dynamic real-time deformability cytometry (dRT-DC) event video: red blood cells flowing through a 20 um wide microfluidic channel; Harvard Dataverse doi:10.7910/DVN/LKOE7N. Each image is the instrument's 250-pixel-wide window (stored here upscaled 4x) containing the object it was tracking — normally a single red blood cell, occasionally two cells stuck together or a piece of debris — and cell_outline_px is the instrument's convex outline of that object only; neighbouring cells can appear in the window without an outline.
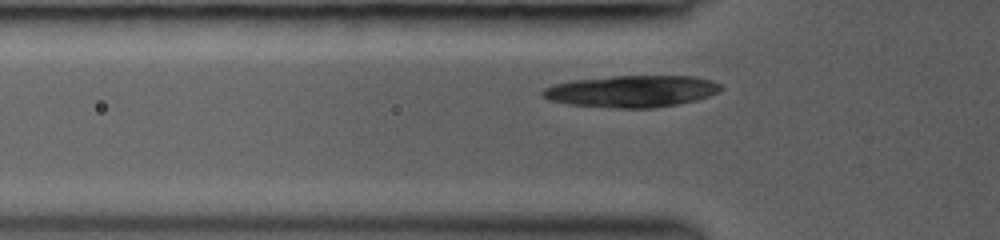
{"species": "common noctule bat (a hibernating species)", "species_latin": "Nyctalus noctula", "temperature_condition": "room temperature", "stored_images_in_passage": 21, "camera_frame_rate_fps": 3000, "um_per_image_px": 0.085, "animal": {"sex": "female", "body_mass_g": 19.0, "forearm_length_mm": 53.3}, "frame": {"image": 1, "passage_image": 4, "time_ms": 1.333, "image_size_px": [1000, 240], "cell_outline_px": [[724, 88], [720, 92], [696, 100], [676, 104], [652, 108], [616, 108], [568, 104], [548, 100], [540, 92], [544, 88], [552, 84], [572, 80], [612, 76], [692, 76], [712, 80], [720, 84]], "centroid_in_image_um": [53.69, 7.75], "position_along_channel_um": 72.1, "area_um2": 33.12}}
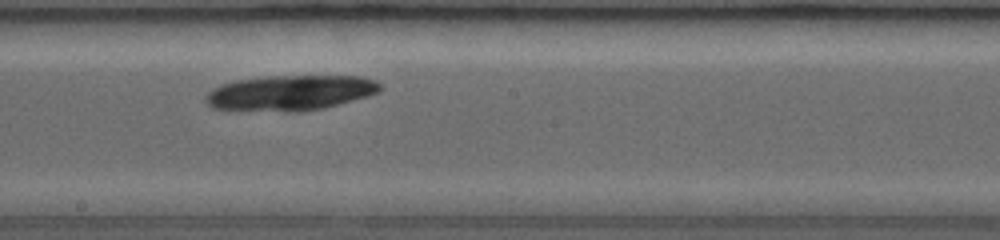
{"frame": {"image": 2, "passage_image": 10, "time_ms": 5.0, "image_size_px": [1000, 240], "cell_outline_px": [[380, 88], [376, 92], [368, 96], [324, 108], [300, 112], [288, 112], [212, 108], [204, 100], [204, 96], [212, 88], [220, 84], [236, 80], [268, 76], [360, 76], [376, 80], [380, 84]], "centroid_in_image_um": [24.64, 7.89], "position_along_channel_um": 223.6, "area_um2": 35.95}}
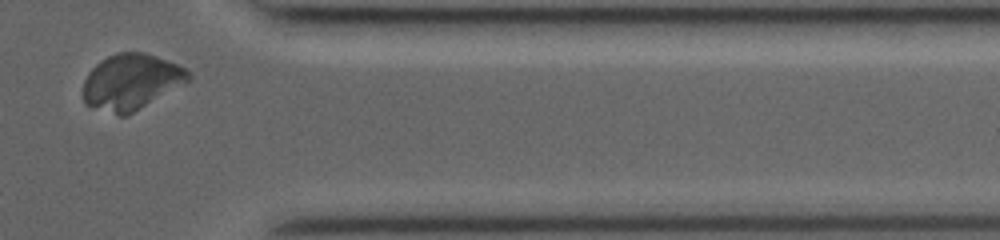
{"frame": {"image": 3, "passage_image": 19, "time_ms": 9.333, "image_size_px": [1000, 240], "cell_outline_px": [[192, 80], [128, 116], [116, 116], [92, 108], [84, 104], [84, 80], [88, 72], [100, 60], [116, 52], [144, 52], [180, 64], [192, 72]], "centroid_in_image_um": [11.18, 6.97], "position_along_channel_um": 400.2, "area_um2": 35.03}}